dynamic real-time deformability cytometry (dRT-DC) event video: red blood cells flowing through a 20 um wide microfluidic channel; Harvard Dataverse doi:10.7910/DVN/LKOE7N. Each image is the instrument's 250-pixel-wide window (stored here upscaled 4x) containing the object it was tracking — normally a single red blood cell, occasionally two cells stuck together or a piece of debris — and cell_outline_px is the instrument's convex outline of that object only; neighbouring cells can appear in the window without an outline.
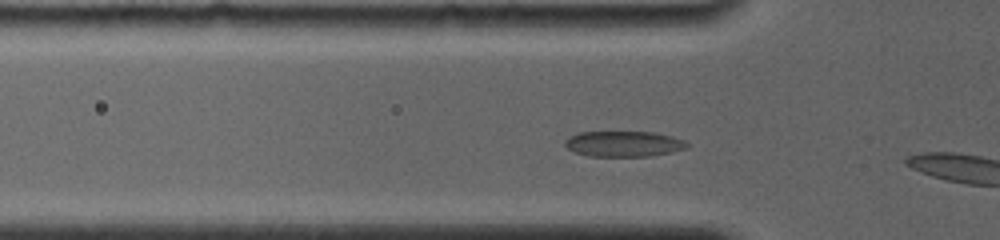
{"species": "common noctule bat (a hibernating species)", "species_latin": "Nyctalus noctula", "temperature_condition": "room temperature", "stored_images_in_passage": 8, "camera_frame_rate_fps": 4000, "um_per_image_px": 0.085, "animal": {"sex": "female", "body_mass_g": 19.0, "forearm_length_mm": 56.7}, "frame": {"image": 1, "passage_image": 6, "time_ms": 1.25, "image_size_px": [1000, 240], "cell_outline_px": [[688, 148], [672, 152], [652, 156], [588, 156], [576, 152], [568, 148], [564, 144], [564, 140], [568, 136], [576, 132], [652, 132], [672, 136], [684, 140], [688, 144]], "centroid_in_image_um": [53.0, 12.22], "position_along_channel_um": 72.8, "area_um2": 18.32}}